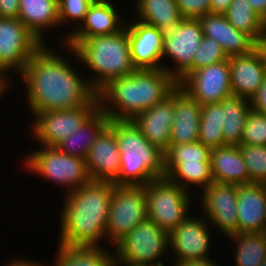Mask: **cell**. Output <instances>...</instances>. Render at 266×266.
<instances>
[{
  "label": "cell",
  "instance_id": "1",
  "mask_svg": "<svg viewBox=\"0 0 266 266\" xmlns=\"http://www.w3.org/2000/svg\"><path fill=\"white\" fill-rule=\"evenodd\" d=\"M43 44L18 75L25 84L27 106L33 117L38 112L66 110L99 104L97 92L63 54ZM84 78V79H83Z\"/></svg>",
  "mask_w": 266,
  "mask_h": 266
},
{
  "label": "cell",
  "instance_id": "2",
  "mask_svg": "<svg viewBox=\"0 0 266 266\" xmlns=\"http://www.w3.org/2000/svg\"><path fill=\"white\" fill-rule=\"evenodd\" d=\"M115 185L109 181L90 180L79 189L64 193L59 244L103 246L101 242L106 240V223Z\"/></svg>",
  "mask_w": 266,
  "mask_h": 266
},
{
  "label": "cell",
  "instance_id": "3",
  "mask_svg": "<svg viewBox=\"0 0 266 266\" xmlns=\"http://www.w3.org/2000/svg\"><path fill=\"white\" fill-rule=\"evenodd\" d=\"M177 87V80L163 68L137 69L128 76L111 80L97 93L99 108L109 120H133Z\"/></svg>",
  "mask_w": 266,
  "mask_h": 266
},
{
  "label": "cell",
  "instance_id": "4",
  "mask_svg": "<svg viewBox=\"0 0 266 266\" xmlns=\"http://www.w3.org/2000/svg\"><path fill=\"white\" fill-rule=\"evenodd\" d=\"M65 46L70 56L79 64L92 69L87 77L90 86L98 93L111 80L130 75L137 69L133 65L126 25L117 33L90 37L86 40H67ZM68 47V48H67Z\"/></svg>",
  "mask_w": 266,
  "mask_h": 266
},
{
  "label": "cell",
  "instance_id": "5",
  "mask_svg": "<svg viewBox=\"0 0 266 266\" xmlns=\"http://www.w3.org/2000/svg\"><path fill=\"white\" fill-rule=\"evenodd\" d=\"M210 158L211 149L200 141L170 144L163 153V176L188 192L197 185L203 190L214 182Z\"/></svg>",
  "mask_w": 266,
  "mask_h": 266
},
{
  "label": "cell",
  "instance_id": "6",
  "mask_svg": "<svg viewBox=\"0 0 266 266\" xmlns=\"http://www.w3.org/2000/svg\"><path fill=\"white\" fill-rule=\"evenodd\" d=\"M41 147L24 157L26 171L65 187L67 194L91 180L85 159L65 154L57 147Z\"/></svg>",
  "mask_w": 266,
  "mask_h": 266
},
{
  "label": "cell",
  "instance_id": "7",
  "mask_svg": "<svg viewBox=\"0 0 266 266\" xmlns=\"http://www.w3.org/2000/svg\"><path fill=\"white\" fill-rule=\"evenodd\" d=\"M144 190L147 218L168 233L189 216L194 195L167 177L159 176L151 180L144 185Z\"/></svg>",
  "mask_w": 266,
  "mask_h": 266
},
{
  "label": "cell",
  "instance_id": "8",
  "mask_svg": "<svg viewBox=\"0 0 266 266\" xmlns=\"http://www.w3.org/2000/svg\"><path fill=\"white\" fill-rule=\"evenodd\" d=\"M113 247L116 263L164 266L162 258L168 255L169 233L147 218Z\"/></svg>",
  "mask_w": 266,
  "mask_h": 266
},
{
  "label": "cell",
  "instance_id": "9",
  "mask_svg": "<svg viewBox=\"0 0 266 266\" xmlns=\"http://www.w3.org/2000/svg\"><path fill=\"white\" fill-rule=\"evenodd\" d=\"M147 219L144 185H115L106 223V241L114 246Z\"/></svg>",
  "mask_w": 266,
  "mask_h": 266
},
{
  "label": "cell",
  "instance_id": "10",
  "mask_svg": "<svg viewBox=\"0 0 266 266\" xmlns=\"http://www.w3.org/2000/svg\"><path fill=\"white\" fill-rule=\"evenodd\" d=\"M43 44L18 18H0V69L21 74Z\"/></svg>",
  "mask_w": 266,
  "mask_h": 266
},
{
  "label": "cell",
  "instance_id": "11",
  "mask_svg": "<svg viewBox=\"0 0 266 266\" xmlns=\"http://www.w3.org/2000/svg\"><path fill=\"white\" fill-rule=\"evenodd\" d=\"M99 104H86L66 110L38 112L30 131L41 146L56 147L69 134L76 132L97 110Z\"/></svg>",
  "mask_w": 266,
  "mask_h": 266
},
{
  "label": "cell",
  "instance_id": "12",
  "mask_svg": "<svg viewBox=\"0 0 266 266\" xmlns=\"http://www.w3.org/2000/svg\"><path fill=\"white\" fill-rule=\"evenodd\" d=\"M203 38L202 25L199 18H183L176 29L163 41V58L169 57L175 67H166L178 85L192 73V59ZM172 69V70H171Z\"/></svg>",
  "mask_w": 266,
  "mask_h": 266
},
{
  "label": "cell",
  "instance_id": "13",
  "mask_svg": "<svg viewBox=\"0 0 266 266\" xmlns=\"http://www.w3.org/2000/svg\"><path fill=\"white\" fill-rule=\"evenodd\" d=\"M178 86L201 106L220 103L232 96L229 58L197 69Z\"/></svg>",
  "mask_w": 266,
  "mask_h": 266
},
{
  "label": "cell",
  "instance_id": "14",
  "mask_svg": "<svg viewBox=\"0 0 266 266\" xmlns=\"http://www.w3.org/2000/svg\"><path fill=\"white\" fill-rule=\"evenodd\" d=\"M200 192L201 212L211 227L216 226L226 237L238 233L237 185L212 182Z\"/></svg>",
  "mask_w": 266,
  "mask_h": 266
},
{
  "label": "cell",
  "instance_id": "15",
  "mask_svg": "<svg viewBox=\"0 0 266 266\" xmlns=\"http://www.w3.org/2000/svg\"><path fill=\"white\" fill-rule=\"evenodd\" d=\"M191 215L169 233V250L175 253L173 263L210 257L211 226L206 218Z\"/></svg>",
  "mask_w": 266,
  "mask_h": 266
},
{
  "label": "cell",
  "instance_id": "16",
  "mask_svg": "<svg viewBox=\"0 0 266 266\" xmlns=\"http://www.w3.org/2000/svg\"><path fill=\"white\" fill-rule=\"evenodd\" d=\"M125 25L135 68L166 70L167 65L161 61L164 37L159 29L137 19L130 23L125 22Z\"/></svg>",
  "mask_w": 266,
  "mask_h": 266
},
{
  "label": "cell",
  "instance_id": "17",
  "mask_svg": "<svg viewBox=\"0 0 266 266\" xmlns=\"http://www.w3.org/2000/svg\"><path fill=\"white\" fill-rule=\"evenodd\" d=\"M232 95L251 99L266 78V53L259 45L253 52L229 57Z\"/></svg>",
  "mask_w": 266,
  "mask_h": 266
},
{
  "label": "cell",
  "instance_id": "18",
  "mask_svg": "<svg viewBox=\"0 0 266 266\" xmlns=\"http://www.w3.org/2000/svg\"><path fill=\"white\" fill-rule=\"evenodd\" d=\"M120 156L115 133L106 126L96 137L85 159L91 180L114 182L120 174Z\"/></svg>",
  "mask_w": 266,
  "mask_h": 266
},
{
  "label": "cell",
  "instance_id": "19",
  "mask_svg": "<svg viewBox=\"0 0 266 266\" xmlns=\"http://www.w3.org/2000/svg\"><path fill=\"white\" fill-rule=\"evenodd\" d=\"M173 119L174 91L163 101L138 114L132 122L153 146L164 153L170 145Z\"/></svg>",
  "mask_w": 266,
  "mask_h": 266
},
{
  "label": "cell",
  "instance_id": "20",
  "mask_svg": "<svg viewBox=\"0 0 266 266\" xmlns=\"http://www.w3.org/2000/svg\"><path fill=\"white\" fill-rule=\"evenodd\" d=\"M203 36L218 42L228 56L253 52L259 44L245 32L237 30L223 14L208 13L199 17Z\"/></svg>",
  "mask_w": 266,
  "mask_h": 266
},
{
  "label": "cell",
  "instance_id": "21",
  "mask_svg": "<svg viewBox=\"0 0 266 266\" xmlns=\"http://www.w3.org/2000/svg\"><path fill=\"white\" fill-rule=\"evenodd\" d=\"M238 233H260L266 224V184L237 185Z\"/></svg>",
  "mask_w": 266,
  "mask_h": 266
},
{
  "label": "cell",
  "instance_id": "22",
  "mask_svg": "<svg viewBox=\"0 0 266 266\" xmlns=\"http://www.w3.org/2000/svg\"><path fill=\"white\" fill-rule=\"evenodd\" d=\"M201 105L179 86L174 90V119L170 144L198 141Z\"/></svg>",
  "mask_w": 266,
  "mask_h": 266
},
{
  "label": "cell",
  "instance_id": "23",
  "mask_svg": "<svg viewBox=\"0 0 266 266\" xmlns=\"http://www.w3.org/2000/svg\"><path fill=\"white\" fill-rule=\"evenodd\" d=\"M112 2V0H95L89 7L83 23L68 36L67 40H86L90 37L119 32L125 22L122 17L120 18Z\"/></svg>",
  "mask_w": 266,
  "mask_h": 266
},
{
  "label": "cell",
  "instance_id": "24",
  "mask_svg": "<svg viewBox=\"0 0 266 266\" xmlns=\"http://www.w3.org/2000/svg\"><path fill=\"white\" fill-rule=\"evenodd\" d=\"M107 126L115 133L120 152L139 153L159 176H163V153L143 136L132 120H109Z\"/></svg>",
  "mask_w": 266,
  "mask_h": 266
},
{
  "label": "cell",
  "instance_id": "25",
  "mask_svg": "<svg viewBox=\"0 0 266 266\" xmlns=\"http://www.w3.org/2000/svg\"><path fill=\"white\" fill-rule=\"evenodd\" d=\"M213 181L227 184H249V173L239 146L225 145L211 149Z\"/></svg>",
  "mask_w": 266,
  "mask_h": 266
},
{
  "label": "cell",
  "instance_id": "26",
  "mask_svg": "<svg viewBox=\"0 0 266 266\" xmlns=\"http://www.w3.org/2000/svg\"><path fill=\"white\" fill-rule=\"evenodd\" d=\"M18 19L45 44V32L60 26L55 0H19ZM58 25V26H57Z\"/></svg>",
  "mask_w": 266,
  "mask_h": 266
},
{
  "label": "cell",
  "instance_id": "27",
  "mask_svg": "<svg viewBox=\"0 0 266 266\" xmlns=\"http://www.w3.org/2000/svg\"><path fill=\"white\" fill-rule=\"evenodd\" d=\"M137 20L159 29L162 36L170 35L183 19L175 0L135 1Z\"/></svg>",
  "mask_w": 266,
  "mask_h": 266
},
{
  "label": "cell",
  "instance_id": "28",
  "mask_svg": "<svg viewBox=\"0 0 266 266\" xmlns=\"http://www.w3.org/2000/svg\"><path fill=\"white\" fill-rule=\"evenodd\" d=\"M108 122L109 118L99 108L76 132L69 134L56 147L65 154L86 159L96 137Z\"/></svg>",
  "mask_w": 266,
  "mask_h": 266
},
{
  "label": "cell",
  "instance_id": "29",
  "mask_svg": "<svg viewBox=\"0 0 266 266\" xmlns=\"http://www.w3.org/2000/svg\"><path fill=\"white\" fill-rule=\"evenodd\" d=\"M57 248L55 266H115L116 263L115 253L103 246L58 244Z\"/></svg>",
  "mask_w": 266,
  "mask_h": 266
},
{
  "label": "cell",
  "instance_id": "30",
  "mask_svg": "<svg viewBox=\"0 0 266 266\" xmlns=\"http://www.w3.org/2000/svg\"><path fill=\"white\" fill-rule=\"evenodd\" d=\"M222 110L224 146H239L251 110V101L232 95L222 100Z\"/></svg>",
  "mask_w": 266,
  "mask_h": 266
},
{
  "label": "cell",
  "instance_id": "31",
  "mask_svg": "<svg viewBox=\"0 0 266 266\" xmlns=\"http://www.w3.org/2000/svg\"><path fill=\"white\" fill-rule=\"evenodd\" d=\"M222 101L201 106L198 141L210 149L224 146Z\"/></svg>",
  "mask_w": 266,
  "mask_h": 266
},
{
  "label": "cell",
  "instance_id": "32",
  "mask_svg": "<svg viewBox=\"0 0 266 266\" xmlns=\"http://www.w3.org/2000/svg\"><path fill=\"white\" fill-rule=\"evenodd\" d=\"M119 177L113 182L116 185H145L159 175L135 151L121 152Z\"/></svg>",
  "mask_w": 266,
  "mask_h": 266
},
{
  "label": "cell",
  "instance_id": "33",
  "mask_svg": "<svg viewBox=\"0 0 266 266\" xmlns=\"http://www.w3.org/2000/svg\"><path fill=\"white\" fill-rule=\"evenodd\" d=\"M235 242L236 266H259L266 260V249L260 233H235L228 236Z\"/></svg>",
  "mask_w": 266,
  "mask_h": 266
},
{
  "label": "cell",
  "instance_id": "34",
  "mask_svg": "<svg viewBox=\"0 0 266 266\" xmlns=\"http://www.w3.org/2000/svg\"><path fill=\"white\" fill-rule=\"evenodd\" d=\"M224 15L231 25L260 45L261 18L247 0H233Z\"/></svg>",
  "mask_w": 266,
  "mask_h": 266
},
{
  "label": "cell",
  "instance_id": "35",
  "mask_svg": "<svg viewBox=\"0 0 266 266\" xmlns=\"http://www.w3.org/2000/svg\"><path fill=\"white\" fill-rule=\"evenodd\" d=\"M249 173V183L266 184V146L240 144Z\"/></svg>",
  "mask_w": 266,
  "mask_h": 266
},
{
  "label": "cell",
  "instance_id": "36",
  "mask_svg": "<svg viewBox=\"0 0 266 266\" xmlns=\"http://www.w3.org/2000/svg\"><path fill=\"white\" fill-rule=\"evenodd\" d=\"M95 0H60L58 2V16L60 21V26L65 23L70 24L73 21L76 28L67 33V36L63 37V44L66 43L68 35L70 36L85 20V16L89 10V7L93 4ZM71 20V21H70ZM70 22V23H68ZM66 37V38H65Z\"/></svg>",
  "mask_w": 266,
  "mask_h": 266
},
{
  "label": "cell",
  "instance_id": "37",
  "mask_svg": "<svg viewBox=\"0 0 266 266\" xmlns=\"http://www.w3.org/2000/svg\"><path fill=\"white\" fill-rule=\"evenodd\" d=\"M228 59L221 45L214 39L203 36L192 59V72Z\"/></svg>",
  "mask_w": 266,
  "mask_h": 266
},
{
  "label": "cell",
  "instance_id": "38",
  "mask_svg": "<svg viewBox=\"0 0 266 266\" xmlns=\"http://www.w3.org/2000/svg\"><path fill=\"white\" fill-rule=\"evenodd\" d=\"M241 144L266 146V115L250 110Z\"/></svg>",
  "mask_w": 266,
  "mask_h": 266
},
{
  "label": "cell",
  "instance_id": "39",
  "mask_svg": "<svg viewBox=\"0 0 266 266\" xmlns=\"http://www.w3.org/2000/svg\"><path fill=\"white\" fill-rule=\"evenodd\" d=\"M183 18H199L210 13V0H175Z\"/></svg>",
  "mask_w": 266,
  "mask_h": 266
},
{
  "label": "cell",
  "instance_id": "40",
  "mask_svg": "<svg viewBox=\"0 0 266 266\" xmlns=\"http://www.w3.org/2000/svg\"><path fill=\"white\" fill-rule=\"evenodd\" d=\"M250 101L252 110L266 115V78Z\"/></svg>",
  "mask_w": 266,
  "mask_h": 266
},
{
  "label": "cell",
  "instance_id": "41",
  "mask_svg": "<svg viewBox=\"0 0 266 266\" xmlns=\"http://www.w3.org/2000/svg\"><path fill=\"white\" fill-rule=\"evenodd\" d=\"M19 0H0V18H18Z\"/></svg>",
  "mask_w": 266,
  "mask_h": 266
},
{
  "label": "cell",
  "instance_id": "42",
  "mask_svg": "<svg viewBox=\"0 0 266 266\" xmlns=\"http://www.w3.org/2000/svg\"><path fill=\"white\" fill-rule=\"evenodd\" d=\"M215 261L216 260L212 259V257H208L203 259L184 260L171 264L172 266H217V263Z\"/></svg>",
  "mask_w": 266,
  "mask_h": 266
},
{
  "label": "cell",
  "instance_id": "43",
  "mask_svg": "<svg viewBox=\"0 0 266 266\" xmlns=\"http://www.w3.org/2000/svg\"><path fill=\"white\" fill-rule=\"evenodd\" d=\"M233 0H210V13L225 14Z\"/></svg>",
  "mask_w": 266,
  "mask_h": 266
},
{
  "label": "cell",
  "instance_id": "44",
  "mask_svg": "<svg viewBox=\"0 0 266 266\" xmlns=\"http://www.w3.org/2000/svg\"><path fill=\"white\" fill-rule=\"evenodd\" d=\"M5 266H43L42 264H40L39 262H35V261H30L29 259H19L16 258V259H13V260H9L8 263H6Z\"/></svg>",
  "mask_w": 266,
  "mask_h": 266
},
{
  "label": "cell",
  "instance_id": "45",
  "mask_svg": "<svg viewBox=\"0 0 266 266\" xmlns=\"http://www.w3.org/2000/svg\"><path fill=\"white\" fill-rule=\"evenodd\" d=\"M253 10L262 17L266 13V0H247Z\"/></svg>",
  "mask_w": 266,
  "mask_h": 266
},
{
  "label": "cell",
  "instance_id": "46",
  "mask_svg": "<svg viewBox=\"0 0 266 266\" xmlns=\"http://www.w3.org/2000/svg\"><path fill=\"white\" fill-rule=\"evenodd\" d=\"M9 84V76L6 74V72L0 70V99L3 97L2 95H5L9 89Z\"/></svg>",
  "mask_w": 266,
  "mask_h": 266
},
{
  "label": "cell",
  "instance_id": "47",
  "mask_svg": "<svg viewBox=\"0 0 266 266\" xmlns=\"http://www.w3.org/2000/svg\"><path fill=\"white\" fill-rule=\"evenodd\" d=\"M261 18L260 46L266 42V13Z\"/></svg>",
  "mask_w": 266,
  "mask_h": 266
},
{
  "label": "cell",
  "instance_id": "48",
  "mask_svg": "<svg viewBox=\"0 0 266 266\" xmlns=\"http://www.w3.org/2000/svg\"><path fill=\"white\" fill-rule=\"evenodd\" d=\"M260 235L262 236V241H263V245L266 249V229H263L261 232H260Z\"/></svg>",
  "mask_w": 266,
  "mask_h": 266
},
{
  "label": "cell",
  "instance_id": "49",
  "mask_svg": "<svg viewBox=\"0 0 266 266\" xmlns=\"http://www.w3.org/2000/svg\"><path fill=\"white\" fill-rule=\"evenodd\" d=\"M151 266V265H134V264H128V263H115V266Z\"/></svg>",
  "mask_w": 266,
  "mask_h": 266
},
{
  "label": "cell",
  "instance_id": "50",
  "mask_svg": "<svg viewBox=\"0 0 266 266\" xmlns=\"http://www.w3.org/2000/svg\"><path fill=\"white\" fill-rule=\"evenodd\" d=\"M261 47L264 49V51L266 53V42Z\"/></svg>",
  "mask_w": 266,
  "mask_h": 266
},
{
  "label": "cell",
  "instance_id": "51",
  "mask_svg": "<svg viewBox=\"0 0 266 266\" xmlns=\"http://www.w3.org/2000/svg\"><path fill=\"white\" fill-rule=\"evenodd\" d=\"M259 266H266V260H264Z\"/></svg>",
  "mask_w": 266,
  "mask_h": 266
}]
</instances>
